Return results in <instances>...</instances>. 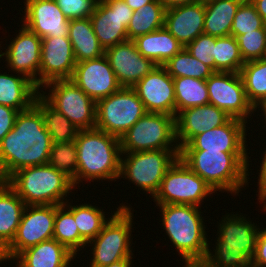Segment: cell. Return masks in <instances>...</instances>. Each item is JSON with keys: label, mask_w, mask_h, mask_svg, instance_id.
Masks as SVG:
<instances>
[{"label": "cell", "mask_w": 266, "mask_h": 267, "mask_svg": "<svg viewBox=\"0 0 266 267\" xmlns=\"http://www.w3.org/2000/svg\"><path fill=\"white\" fill-rule=\"evenodd\" d=\"M38 94L39 89L24 75L9 70L8 74L0 71V105L12 107L21 112L34 104Z\"/></svg>", "instance_id": "4316f807"}, {"label": "cell", "mask_w": 266, "mask_h": 267, "mask_svg": "<svg viewBox=\"0 0 266 267\" xmlns=\"http://www.w3.org/2000/svg\"><path fill=\"white\" fill-rule=\"evenodd\" d=\"M26 204L6 182L0 181V260L13 241Z\"/></svg>", "instance_id": "484cf974"}, {"label": "cell", "mask_w": 266, "mask_h": 267, "mask_svg": "<svg viewBox=\"0 0 266 267\" xmlns=\"http://www.w3.org/2000/svg\"><path fill=\"white\" fill-rule=\"evenodd\" d=\"M52 167L68 176L77 189V147L75 141L53 143L48 162Z\"/></svg>", "instance_id": "f35d334b"}, {"label": "cell", "mask_w": 266, "mask_h": 267, "mask_svg": "<svg viewBox=\"0 0 266 267\" xmlns=\"http://www.w3.org/2000/svg\"><path fill=\"white\" fill-rule=\"evenodd\" d=\"M237 40L234 36L216 37L214 47V72L240 73L244 65Z\"/></svg>", "instance_id": "74e56055"}, {"label": "cell", "mask_w": 266, "mask_h": 267, "mask_svg": "<svg viewBox=\"0 0 266 267\" xmlns=\"http://www.w3.org/2000/svg\"><path fill=\"white\" fill-rule=\"evenodd\" d=\"M132 88L146 112L175 116L174 82L163 66H157Z\"/></svg>", "instance_id": "ffe728a7"}, {"label": "cell", "mask_w": 266, "mask_h": 267, "mask_svg": "<svg viewBox=\"0 0 266 267\" xmlns=\"http://www.w3.org/2000/svg\"><path fill=\"white\" fill-rule=\"evenodd\" d=\"M17 32L14 35L15 37L13 39L11 38L9 42L6 39L5 42L9 43H5L6 46L3 44L2 47L1 43L4 41H0V63L4 57V61L6 62L4 70L7 68L9 71L24 75L40 89L42 38L23 24ZM3 48L5 52H2Z\"/></svg>", "instance_id": "9a60e30c"}, {"label": "cell", "mask_w": 266, "mask_h": 267, "mask_svg": "<svg viewBox=\"0 0 266 267\" xmlns=\"http://www.w3.org/2000/svg\"><path fill=\"white\" fill-rule=\"evenodd\" d=\"M205 4L197 1L192 4L165 10L166 28L185 47L204 33Z\"/></svg>", "instance_id": "cb8c5ba5"}, {"label": "cell", "mask_w": 266, "mask_h": 267, "mask_svg": "<svg viewBox=\"0 0 266 267\" xmlns=\"http://www.w3.org/2000/svg\"><path fill=\"white\" fill-rule=\"evenodd\" d=\"M53 239L63 244L76 257L87 250V242L80 236L73 214L63 204L55 205Z\"/></svg>", "instance_id": "836d02e7"}, {"label": "cell", "mask_w": 266, "mask_h": 267, "mask_svg": "<svg viewBox=\"0 0 266 267\" xmlns=\"http://www.w3.org/2000/svg\"><path fill=\"white\" fill-rule=\"evenodd\" d=\"M121 152L180 149L176 141L175 116L146 112L120 137Z\"/></svg>", "instance_id": "30bf717a"}, {"label": "cell", "mask_w": 266, "mask_h": 267, "mask_svg": "<svg viewBox=\"0 0 266 267\" xmlns=\"http://www.w3.org/2000/svg\"><path fill=\"white\" fill-rule=\"evenodd\" d=\"M231 117L212 104L194 106L180 111L175 117L176 141L181 149L194 136L227 123Z\"/></svg>", "instance_id": "603a6c76"}, {"label": "cell", "mask_w": 266, "mask_h": 267, "mask_svg": "<svg viewBox=\"0 0 266 267\" xmlns=\"http://www.w3.org/2000/svg\"><path fill=\"white\" fill-rule=\"evenodd\" d=\"M247 124L249 123L237 118H231L220 127L194 136L180 150L248 152L246 136L250 127Z\"/></svg>", "instance_id": "d6986e66"}, {"label": "cell", "mask_w": 266, "mask_h": 267, "mask_svg": "<svg viewBox=\"0 0 266 267\" xmlns=\"http://www.w3.org/2000/svg\"><path fill=\"white\" fill-rule=\"evenodd\" d=\"M214 193L213 188L178 157L166 171L153 202L202 207L204 200H208L207 197H212Z\"/></svg>", "instance_id": "9c48e42d"}, {"label": "cell", "mask_w": 266, "mask_h": 267, "mask_svg": "<svg viewBox=\"0 0 266 267\" xmlns=\"http://www.w3.org/2000/svg\"><path fill=\"white\" fill-rule=\"evenodd\" d=\"M76 59L69 37H45L41 43L40 88L72 77Z\"/></svg>", "instance_id": "7402d4cb"}, {"label": "cell", "mask_w": 266, "mask_h": 267, "mask_svg": "<svg viewBox=\"0 0 266 267\" xmlns=\"http://www.w3.org/2000/svg\"><path fill=\"white\" fill-rule=\"evenodd\" d=\"M146 113L142 101L132 87L96 102L95 128L120 138Z\"/></svg>", "instance_id": "7c38bea8"}, {"label": "cell", "mask_w": 266, "mask_h": 267, "mask_svg": "<svg viewBox=\"0 0 266 267\" xmlns=\"http://www.w3.org/2000/svg\"><path fill=\"white\" fill-rule=\"evenodd\" d=\"M216 37L202 33L184 48L197 60L207 65L214 71V47Z\"/></svg>", "instance_id": "b9f144b4"}, {"label": "cell", "mask_w": 266, "mask_h": 267, "mask_svg": "<svg viewBox=\"0 0 266 267\" xmlns=\"http://www.w3.org/2000/svg\"><path fill=\"white\" fill-rule=\"evenodd\" d=\"M175 89V117L190 107L209 104V93L205 80L191 77L173 78Z\"/></svg>", "instance_id": "d590c367"}, {"label": "cell", "mask_w": 266, "mask_h": 267, "mask_svg": "<svg viewBox=\"0 0 266 267\" xmlns=\"http://www.w3.org/2000/svg\"><path fill=\"white\" fill-rule=\"evenodd\" d=\"M165 10L160 0H154L134 11L127 27L128 40L163 28Z\"/></svg>", "instance_id": "e575fe53"}, {"label": "cell", "mask_w": 266, "mask_h": 267, "mask_svg": "<svg viewBox=\"0 0 266 267\" xmlns=\"http://www.w3.org/2000/svg\"><path fill=\"white\" fill-rule=\"evenodd\" d=\"M266 25V0H250Z\"/></svg>", "instance_id": "c3c4849f"}, {"label": "cell", "mask_w": 266, "mask_h": 267, "mask_svg": "<svg viewBox=\"0 0 266 267\" xmlns=\"http://www.w3.org/2000/svg\"><path fill=\"white\" fill-rule=\"evenodd\" d=\"M234 213L228 212L217 221L214 250L210 248L212 242H208L205 260L213 267H251L262 227L246 218V214Z\"/></svg>", "instance_id": "3957f363"}, {"label": "cell", "mask_w": 266, "mask_h": 267, "mask_svg": "<svg viewBox=\"0 0 266 267\" xmlns=\"http://www.w3.org/2000/svg\"><path fill=\"white\" fill-rule=\"evenodd\" d=\"M260 112H262L261 114H266V105L261 109Z\"/></svg>", "instance_id": "11a10c76"}, {"label": "cell", "mask_w": 266, "mask_h": 267, "mask_svg": "<svg viewBox=\"0 0 266 267\" xmlns=\"http://www.w3.org/2000/svg\"><path fill=\"white\" fill-rule=\"evenodd\" d=\"M163 67L172 78L191 77L207 80L214 71L193 57L185 48L170 58Z\"/></svg>", "instance_id": "8d00e7d4"}, {"label": "cell", "mask_w": 266, "mask_h": 267, "mask_svg": "<svg viewBox=\"0 0 266 267\" xmlns=\"http://www.w3.org/2000/svg\"><path fill=\"white\" fill-rule=\"evenodd\" d=\"M34 105L41 111L45 128L53 143L75 141L80 129L65 115L52 107L40 94L36 96Z\"/></svg>", "instance_id": "1f68e13d"}, {"label": "cell", "mask_w": 266, "mask_h": 267, "mask_svg": "<svg viewBox=\"0 0 266 267\" xmlns=\"http://www.w3.org/2000/svg\"><path fill=\"white\" fill-rule=\"evenodd\" d=\"M200 1H202L204 3H210V2H213V1H216V0H200Z\"/></svg>", "instance_id": "9f6ffc18"}, {"label": "cell", "mask_w": 266, "mask_h": 267, "mask_svg": "<svg viewBox=\"0 0 266 267\" xmlns=\"http://www.w3.org/2000/svg\"><path fill=\"white\" fill-rule=\"evenodd\" d=\"M165 9H171L178 6H184L186 4H192L199 0H160Z\"/></svg>", "instance_id": "7dc6e473"}, {"label": "cell", "mask_w": 266, "mask_h": 267, "mask_svg": "<svg viewBox=\"0 0 266 267\" xmlns=\"http://www.w3.org/2000/svg\"><path fill=\"white\" fill-rule=\"evenodd\" d=\"M126 4L133 10L136 11L142 6L153 2L154 0H124Z\"/></svg>", "instance_id": "681fc988"}, {"label": "cell", "mask_w": 266, "mask_h": 267, "mask_svg": "<svg viewBox=\"0 0 266 267\" xmlns=\"http://www.w3.org/2000/svg\"><path fill=\"white\" fill-rule=\"evenodd\" d=\"M73 259L76 256L52 238L25 249L12 262L16 267H72Z\"/></svg>", "instance_id": "d4e9b609"}, {"label": "cell", "mask_w": 266, "mask_h": 267, "mask_svg": "<svg viewBox=\"0 0 266 267\" xmlns=\"http://www.w3.org/2000/svg\"><path fill=\"white\" fill-rule=\"evenodd\" d=\"M70 80L95 102L122 87L105 55L76 63Z\"/></svg>", "instance_id": "ac0fdd59"}, {"label": "cell", "mask_w": 266, "mask_h": 267, "mask_svg": "<svg viewBox=\"0 0 266 267\" xmlns=\"http://www.w3.org/2000/svg\"><path fill=\"white\" fill-rule=\"evenodd\" d=\"M68 37L77 63L99 58L105 53L94 33L90 17L71 19Z\"/></svg>", "instance_id": "f1b7e54d"}, {"label": "cell", "mask_w": 266, "mask_h": 267, "mask_svg": "<svg viewBox=\"0 0 266 267\" xmlns=\"http://www.w3.org/2000/svg\"><path fill=\"white\" fill-rule=\"evenodd\" d=\"M133 13L124 0H98L90 20L104 50L128 40L127 27Z\"/></svg>", "instance_id": "2e32d148"}, {"label": "cell", "mask_w": 266, "mask_h": 267, "mask_svg": "<svg viewBox=\"0 0 266 267\" xmlns=\"http://www.w3.org/2000/svg\"><path fill=\"white\" fill-rule=\"evenodd\" d=\"M20 19L25 27L40 38L68 37L70 20L63 14L55 0H24ZM23 19V20H22Z\"/></svg>", "instance_id": "e0dca14e"}, {"label": "cell", "mask_w": 266, "mask_h": 267, "mask_svg": "<svg viewBox=\"0 0 266 267\" xmlns=\"http://www.w3.org/2000/svg\"><path fill=\"white\" fill-rule=\"evenodd\" d=\"M240 75L247 99L259 113L266 105V58L245 62Z\"/></svg>", "instance_id": "d6a6232c"}, {"label": "cell", "mask_w": 266, "mask_h": 267, "mask_svg": "<svg viewBox=\"0 0 266 267\" xmlns=\"http://www.w3.org/2000/svg\"><path fill=\"white\" fill-rule=\"evenodd\" d=\"M206 84L209 93V104L222 109L231 118H237L246 123L249 121L250 124L253 119L251 117L258 116L255 113L258 110L247 99L240 73L214 72L206 80Z\"/></svg>", "instance_id": "5bb4252c"}, {"label": "cell", "mask_w": 266, "mask_h": 267, "mask_svg": "<svg viewBox=\"0 0 266 267\" xmlns=\"http://www.w3.org/2000/svg\"><path fill=\"white\" fill-rule=\"evenodd\" d=\"M259 201V203H261L262 209L261 211H264V213L266 212V190L258 197L257 199Z\"/></svg>", "instance_id": "f5cc1de1"}, {"label": "cell", "mask_w": 266, "mask_h": 267, "mask_svg": "<svg viewBox=\"0 0 266 267\" xmlns=\"http://www.w3.org/2000/svg\"><path fill=\"white\" fill-rule=\"evenodd\" d=\"M160 209L159 222L182 262L203 260L208 242L207 225L201 207L187 204H156ZM206 226V227H205Z\"/></svg>", "instance_id": "5b68a950"}, {"label": "cell", "mask_w": 266, "mask_h": 267, "mask_svg": "<svg viewBox=\"0 0 266 267\" xmlns=\"http://www.w3.org/2000/svg\"><path fill=\"white\" fill-rule=\"evenodd\" d=\"M104 55L122 87H133L157 67L139 53L132 40L105 49Z\"/></svg>", "instance_id": "44dd1931"}, {"label": "cell", "mask_w": 266, "mask_h": 267, "mask_svg": "<svg viewBox=\"0 0 266 267\" xmlns=\"http://www.w3.org/2000/svg\"><path fill=\"white\" fill-rule=\"evenodd\" d=\"M6 182L26 205H62L76 190L72 180L49 163L20 169Z\"/></svg>", "instance_id": "8992f818"}, {"label": "cell", "mask_w": 266, "mask_h": 267, "mask_svg": "<svg viewBox=\"0 0 266 267\" xmlns=\"http://www.w3.org/2000/svg\"><path fill=\"white\" fill-rule=\"evenodd\" d=\"M39 94L78 129L95 128L96 102L70 79L51 81L39 89Z\"/></svg>", "instance_id": "8fae6325"}, {"label": "cell", "mask_w": 266, "mask_h": 267, "mask_svg": "<svg viewBox=\"0 0 266 267\" xmlns=\"http://www.w3.org/2000/svg\"><path fill=\"white\" fill-rule=\"evenodd\" d=\"M52 145L41 111L33 104L19 112L13 129L0 141V181L20 169L47 164Z\"/></svg>", "instance_id": "6da1fadb"}, {"label": "cell", "mask_w": 266, "mask_h": 267, "mask_svg": "<svg viewBox=\"0 0 266 267\" xmlns=\"http://www.w3.org/2000/svg\"><path fill=\"white\" fill-rule=\"evenodd\" d=\"M68 20L85 19L92 15L98 0H55Z\"/></svg>", "instance_id": "7bdbcfd3"}, {"label": "cell", "mask_w": 266, "mask_h": 267, "mask_svg": "<svg viewBox=\"0 0 266 267\" xmlns=\"http://www.w3.org/2000/svg\"><path fill=\"white\" fill-rule=\"evenodd\" d=\"M182 267H213L205 259L185 261Z\"/></svg>", "instance_id": "f907efd6"}, {"label": "cell", "mask_w": 266, "mask_h": 267, "mask_svg": "<svg viewBox=\"0 0 266 267\" xmlns=\"http://www.w3.org/2000/svg\"><path fill=\"white\" fill-rule=\"evenodd\" d=\"M244 62L266 58V25L236 37Z\"/></svg>", "instance_id": "60d3db41"}, {"label": "cell", "mask_w": 266, "mask_h": 267, "mask_svg": "<svg viewBox=\"0 0 266 267\" xmlns=\"http://www.w3.org/2000/svg\"><path fill=\"white\" fill-rule=\"evenodd\" d=\"M132 41L139 53L145 58L151 59L157 66H163L184 48L164 27L138 36Z\"/></svg>", "instance_id": "83f0119b"}, {"label": "cell", "mask_w": 266, "mask_h": 267, "mask_svg": "<svg viewBox=\"0 0 266 267\" xmlns=\"http://www.w3.org/2000/svg\"><path fill=\"white\" fill-rule=\"evenodd\" d=\"M179 154L180 149L121 152L119 179H128V183H133L135 189L138 191L140 189L143 194H149V197L153 198L159 190L166 171Z\"/></svg>", "instance_id": "ba28073f"}, {"label": "cell", "mask_w": 266, "mask_h": 267, "mask_svg": "<svg viewBox=\"0 0 266 267\" xmlns=\"http://www.w3.org/2000/svg\"><path fill=\"white\" fill-rule=\"evenodd\" d=\"M258 115L260 116V118H261V116H263L264 117V119H262V120H260L263 124L265 123V125L263 126V124H262V128H264L265 129V131H266V114H260V113H258ZM264 120V121H263Z\"/></svg>", "instance_id": "db71d44e"}, {"label": "cell", "mask_w": 266, "mask_h": 267, "mask_svg": "<svg viewBox=\"0 0 266 267\" xmlns=\"http://www.w3.org/2000/svg\"><path fill=\"white\" fill-rule=\"evenodd\" d=\"M244 0H216L205 4L204 33L213 37L231 35V26Z\"/></svg>", "instance_id": "f546056e"}, {"label": "cell", "mask_w": 266, "mask_h": 267, "mask_svg": "<svg viewBox=\"0 0 266 267\" xmlns=\"http://www.w3.org/2000/svg\"><path fill=\"white\" fill-rule=\"evenodd\" d=\"M263 150V157L260 158V160L262 159L259 166L260 170H257V172L259 171V175L257 177V186H255L258 187L256 190V193L258 194H255L257 197H259L266 190V146L263 148Z\"/></svg>", "instance_id": "bcb514c9"}, {"label": "cell", "mask_w": 266, "mask_h": 267, "mask_svg": "<svg viewBox=\"0 0 266 267\" xmlns=\"http://www.w3.org/2000/svg\"><path fill=\"white\" fill-rule=\"evenodd\" d=\"M119 205L117 210H111L112 216L101 232L87 243L91 253L90 263L87 264L89 267H104L119 260H133L135 257L132 249L135 210L123 202Z\"/></svg>", "instance_id": "52a82bcc"}, {"label": "cell", "mask_w": 266, "mask_h": 267, "mask_svg": "<svg viewBox=\"0 0 266 267\" xmlns=\"http://www.w3.org/2000/svg\"><path fill=\"white\" fill-rule=\"evenodd\" d=\"M69 200L72 199H68L63 205L73 214L80 236L88 243L101 232L111 217L106 216L110 212H105L103 207L94 206L89 202L72 205L73 200Z\"/></svg>", "instance_id": "4dcf8cb0"}, {"label": "cell", "mask_w": 266, "mask_h": 267, "mask_svg": "<svg viewBox=\"0 0 266 267\" xmlns=\"http://www.w3.org/2000/svg\"><path fill=\"white\" fill-rule=\"evenodd\" d=\"M132 263H134V260H119L104 267H132V265L134 266Z\"/></svg>", "instance_id": "816d5d0a"}, {"label": "cell", "mask_w": 266, "mask_h": 267, "mask_svg": "<svg viewBox=\"0 0 266 267\" xmlns=\"http://www.w3.org/2000/svg\"><path fill=\"white\" fill-rule=\"evenodd\" d=\"M265 26L264 20L257 13L255 6L250 0H244L238 7L233 24L231 26V35L235 38Z\"/></svg>", "instance_id": "ab89813d"}, {"label": "cell", "mask_w": 266, "mask_h": 267, "mask_svg": "<svg viewBox=\"0 0 266 267\" xmlns=\"http://www.w3.org/2000/svg\"><path fill=\"white\" fill-rule=\"evenodd\" d=\"M55 205H26L13 241L3 250L0 264L9 262L25 249L53 238Z\"/></svg>", "instance_id": "4fadbf2b"}, {"label": "cell", "mask_w": 266, "mask_h": 267, "mask_svg": "<svg viewBox=\"0 0 266 267\" xmlns=\"http://www.w3.org/2000/svg\"><path fill=\"white\" fill-rule=\"evenodd\" d=\"M77 147V189L81 183L117 181L120 176V138L105 131L80 130L75 139ZM85 181V182H83ZM80 184V186H79Z\"/></svg>", "instance_id": "277c9868"}, {"label": "cell", "mask_w": 266, "mask_h": 267, "mask_svg": "<svg viewBox=\"0 0 266 267\" xmlns=\"http://www.w3.org/2000/svg\"><path fill=\"white\" fill-rule=\"evenodd\" d=\"M248 152H221L208 150H180L179 157L216 192L239 196L249 187L250 161ZM250 159V160H249ZM242 188V189H241ZM244 188V189H243Z\"/></svg>", "instance_id": "7a4b0ae2"}, {"label": "cell", "mask_w": 266, "mask_h": 267, "mask_svg": "<svg viewBox=\"0 0 266 267\" xmlns=\"http://www.w3.org/2000/svg\"><path fill=\"white\" fill-rule=\"evenodd\" d=\"M251 267H266V227L264 228V226L261 228L256 240Z\"/></svg>", "instance_id": "ee69618b"}, {"label": "cell", "mask_w": 266, "mask_h": 267, "mask_svg": "<svg viewBox=\"0 0 266 267\" xmlns=\"http://www.w3.org/2000/svg\"><path fill=\"white\" fill-rule=\"evenodd\" d=\"M18 113L19 111L12 107L0 105V141L13 129Z\"/></svg>", "instance_id": "f6af8a7d"}]
</instances>
